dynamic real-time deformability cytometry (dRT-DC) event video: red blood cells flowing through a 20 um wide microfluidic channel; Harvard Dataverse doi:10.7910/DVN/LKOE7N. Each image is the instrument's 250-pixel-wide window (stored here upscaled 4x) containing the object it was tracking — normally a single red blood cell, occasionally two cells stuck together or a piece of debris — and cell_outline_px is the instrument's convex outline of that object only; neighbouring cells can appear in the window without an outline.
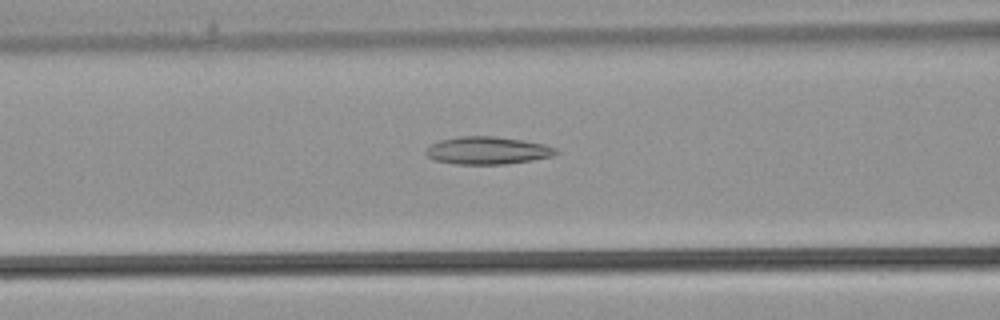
{"species": "common noctule bat (a hibernating species)", "species_latin": "Nyctalus noctula", "temperature_condition": "warm", "stored_images_in_passage": 25, "camera_frame_rate_fps": 3000, "um_per_image_px": 0.085, "animal": {"sex": "male", "body_mass_g": 21.5, "forearm_length_mm": 52.0}, "frame": {"image": 1, "passage_image": 10, "time_ms": 3.0, "image_size_px": [1000, 320], "cell_outline_px": [[560, 152], [552, 156], [532, 160], [504, 164], [456, 164], [432, 160], [424, 152], [432, 144], [440, 140], [460, 136], [492, 136], [524, 140], [544, 144], [556, 148]], "centroid_in_image_um": [41.44, 12.79], "position_along_channel_um": 125.2, "area_um2": 20.92}}
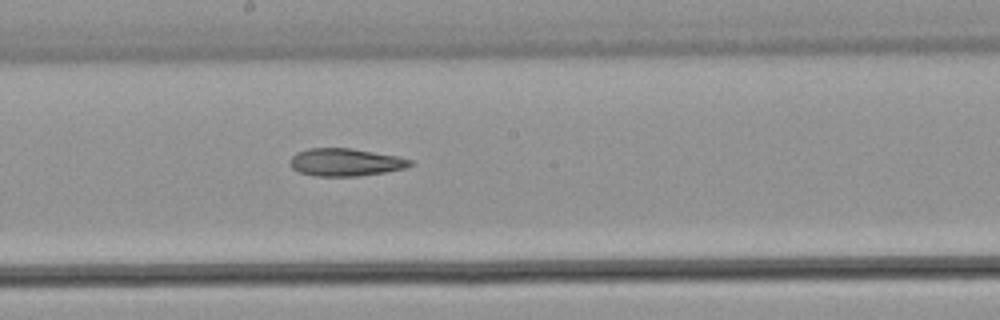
{"frame": {"image": 2, "passage_image": 15, "time_ms": 4.667, "image_size_px": [1000, 320], "cell_outline_px": [[416, 164], [404, 168], [384, 172], [360, 176], [316, 176], [300, 172], [292, 168], [288, 164], [292, 156], [296, 152], [308, 148], [352, 148], [396, 156], [412, 160]], "centroid_in_image_um": [29.35, 13.79], "position_along_channel_um": 218.9, "area_um2": 19.42}}
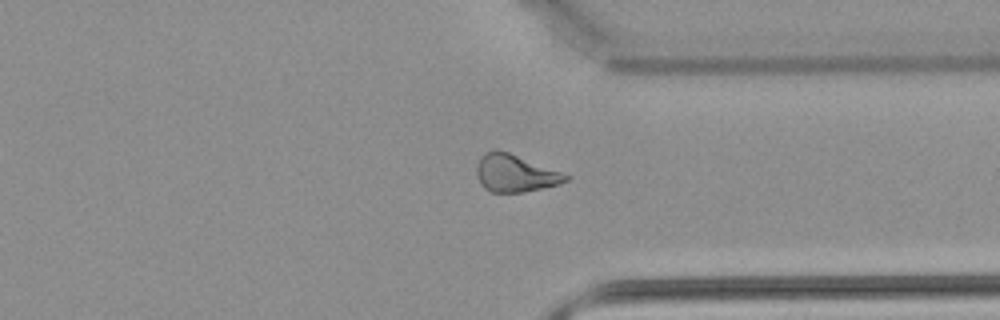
{"frame": {"image": 3, "passage_image": 23, "time_ms": 7.333, "image_size_px": [1000, 320], "cell_outline_px": [[572, 176], [568, 180], [560, 184], [544, 188], [524, 192], [492, 192], [484, 188], [480, 184], [476, 172], [476, 168], [480, 156], [484, 152], [492, 148], [496, 148], [508, 152]], "centroid_in_image_um": [43.76, 14.72], "position_along_channel_um": 367.6, "area_um2": 19.59}}